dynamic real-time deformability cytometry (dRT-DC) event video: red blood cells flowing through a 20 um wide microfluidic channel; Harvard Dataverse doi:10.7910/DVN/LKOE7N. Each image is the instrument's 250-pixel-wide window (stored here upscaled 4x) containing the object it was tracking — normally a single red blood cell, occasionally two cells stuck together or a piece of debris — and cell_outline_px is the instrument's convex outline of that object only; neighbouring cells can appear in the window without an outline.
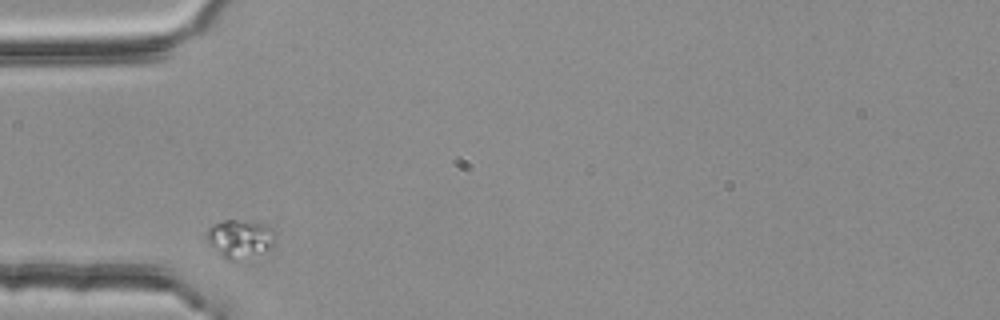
{"species": "common noctule bat (a hibernating species)", "species_latin": "Nyctalus noctula", "temperature_condition": "room temperature", "stored_images_in_passage": 5, "camera_frame_rate_fps": 3000, "um_per_image_px": 0.085, "animal": {"sex": "female", "body_mass_g": 25.1}, "frame": {"image": 1, "passage_image": 1, "time_ms": 0.0, "image_size_px": [1000, 320], "cell_outline_px": [[276, 244], [272, 248], [248, 264], [228, 260], [220, 256], [204, 240], [204, 232], [212, 224], [224, 220], [236, 220], [268, 224], [276, 232]], "centroid_in_image_um": [20.43, 20.38], "position_along_channel_um": 64.6, "area_um2": 16.94}}